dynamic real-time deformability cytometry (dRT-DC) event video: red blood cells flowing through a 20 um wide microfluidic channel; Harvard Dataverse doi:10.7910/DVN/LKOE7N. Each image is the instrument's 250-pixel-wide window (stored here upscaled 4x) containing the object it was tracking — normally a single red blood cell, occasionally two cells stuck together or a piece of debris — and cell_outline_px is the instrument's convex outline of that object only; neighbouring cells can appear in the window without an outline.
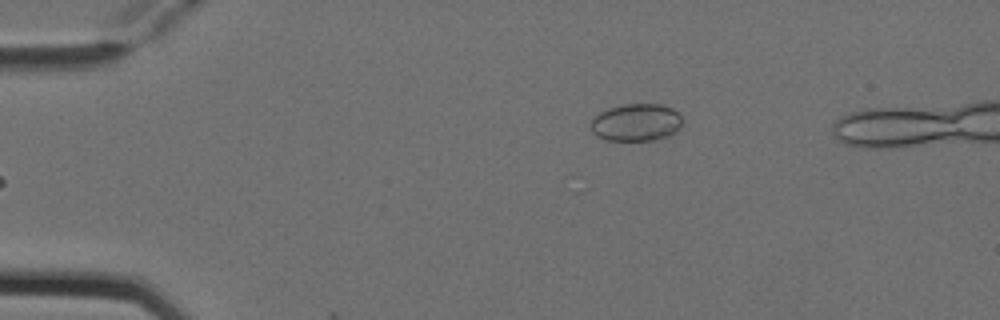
{"species": "Egyptian fruit bat (a non-hibernating species)", "species_latin": "Rousettus aegyptiacus", "temperature_condition": "cold", "stored_images_in_passage": 6, "camera_frame_rate_fps": 3000, "um_per_image_px": 0.085, "animal": {"sex": "female"}, "frame": {"image": 1, "passage_image": 6, "time_ms": 1.667, "image_size_px": [1000, 320], "cell_outline_px": [[680, 128], [668, 136], [656, 140], [604, 140], [596, 136], [592, 132], [592, 120], [600, 112], [608, 108], [624, 104], [660, 104], [672, 108], [680, 116]], "centroid_in_image_um": [54.06, 10.41], "position_along_channel_um": 30.9, "area_um2": 19.83}}